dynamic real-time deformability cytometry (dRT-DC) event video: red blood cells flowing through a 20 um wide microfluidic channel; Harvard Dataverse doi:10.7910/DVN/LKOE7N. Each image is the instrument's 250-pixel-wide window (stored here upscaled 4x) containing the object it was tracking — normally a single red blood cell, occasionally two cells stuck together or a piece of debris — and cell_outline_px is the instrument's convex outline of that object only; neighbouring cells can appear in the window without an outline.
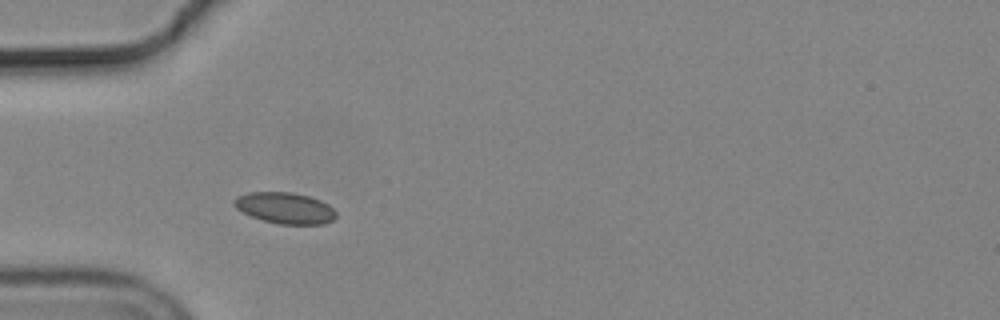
{"species": "common noctule bat (a hibernating species)", "species_latin": "Nyctalus noctula", "temperature_condition": "cold", "stored_images_in_passage": 49, "camera_frame_rate_fps": 3000, "um_per_image_px": 0.085, "animal": {"sex": "male", "body_mass_g": 19.2, "forearm_length_mm": 51.8}, "frame": {"image": 1, "passage_image": 11, "time_ms": 3.333, "image_size_px": [1000, 320], "cell_outline_px": [[336, 216], [332, 220], [324, 224], [280, 224], [264, 220], [252, 216], [236, 208], [232, 204], [232, 200], [248, 192], [292, 192], [308, 196], [320, 200], [328, 204], [336, 212]], "centroid_in_image_um": [24.23, 17.67], "position_along_channel_um": 60.8, "area_um2": 18.38}}
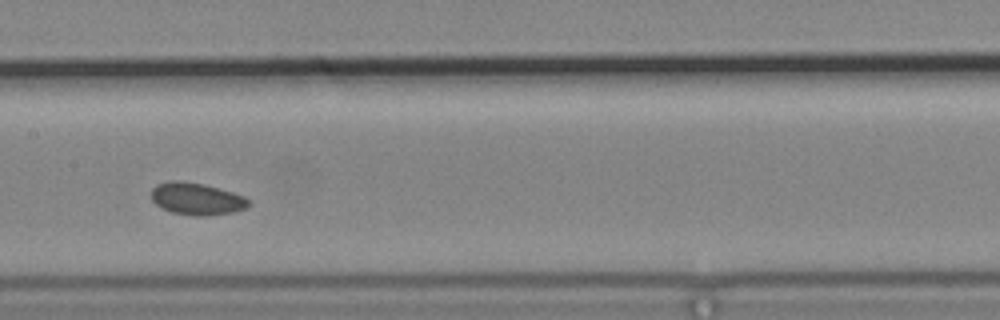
{"frame": {"image": 2, "passage_image": 22, "time_ms": 7.0, "image_size_px": [1000, 320], "cell_outline_px": [[248, 208], [232, 212], [204, 216], [196, 216], [172, 212], [160, 208], [152, 200], [152, 188], [156, 184], [172, 180], [180, 180], [204, 184], [232, 192], [244, 196], [248, 200]], "centroid_in_image_um": [16.69, 16.89], "position_along_channel_um": 190.7, "area_um2": 18.21}}
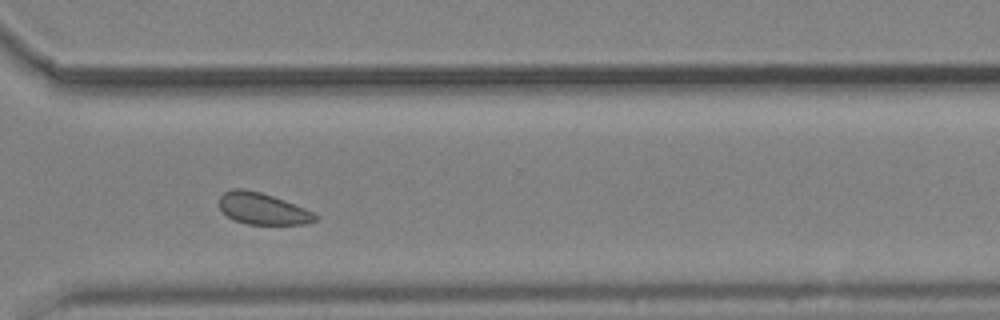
{"frame": {"image": 3, "passage_image": 35, "time_ms": 11.333, "image_size_px": [1000, 320], "cell_outline_px": [[320, 216], [316, 220], [308, 224], [248, 224], [236, 220], [228, 216], [220, 208], [220, 196], [224, 192], [232, 188], [244, 188], [260, 192], [284, 200], [304, 208]], "centroid_in_image_um": [22.34, 17.73], "position_along_channel_um": 348.3, "area_um2": 17.51}, "authors_computed_cell_mechanics": {"area_um2": 18.207, "velocity_mm_per_s": 3.6465, "shape_relaxation_time_tau1_ms": null, "shape_relaxation_time_tau2_ms": 4.8882, "deformation_change_tau1": null, "deformation_change_tau2": 0.075}}